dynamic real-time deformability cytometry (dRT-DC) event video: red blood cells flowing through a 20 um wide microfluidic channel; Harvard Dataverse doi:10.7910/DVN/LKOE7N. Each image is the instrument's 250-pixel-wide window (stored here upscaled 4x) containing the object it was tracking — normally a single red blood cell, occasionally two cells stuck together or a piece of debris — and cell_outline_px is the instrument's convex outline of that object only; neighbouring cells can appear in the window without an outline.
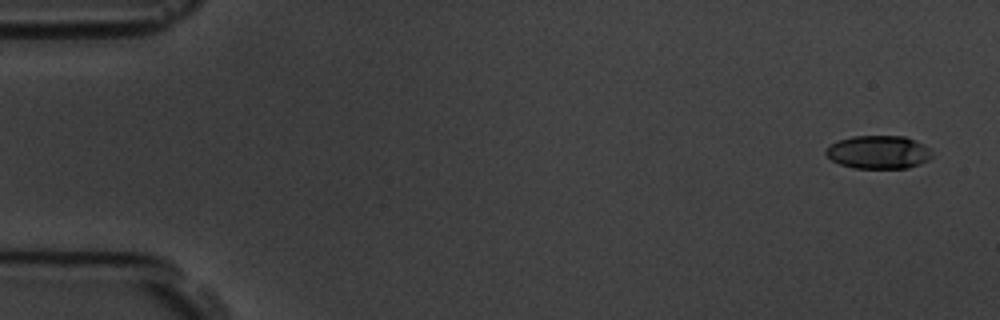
{"species": "common noctule bat (a hibernating species)", "species_latin": "Nyctalus noctula", "temperature_condition": "room temperature", "stored_images_in_passage": 5, "camera_frame_rate_fps": 3000, "um_per_image_px": 0.085, "animal": {"sex": "male", "body_mass_g": 19.5, "forearm_length_mm": 54.6}, "frame": {"image": 1, "passage_image": 1, "time_ms": 0.0, "image_size_px": [1000, 320], "cell_outline_px": [[932, 156], [928, 160], [920, 164], [908, 168], [852, 168], [840, 164], [832, 160], [824, 152], [832, 144], [840, 140], [852, 136], [904, 136], [924, 144], [932, 152]], "centroid_in_image_um": [74.7, 12.94], "position_along_channel_um": 10.3, "area_um2": 20.46}}
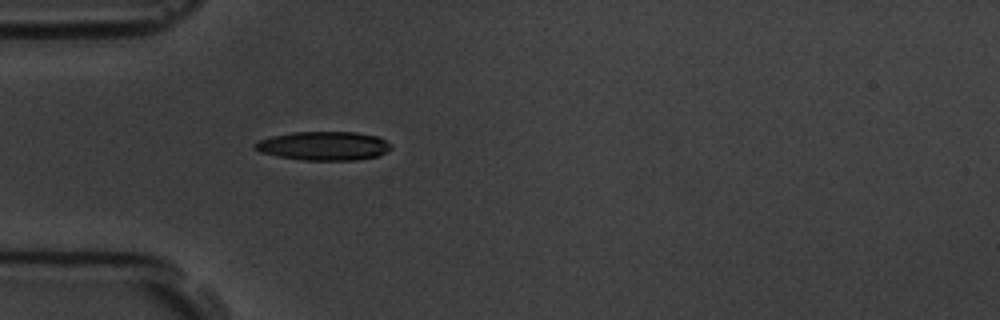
{"frame": {"image": 2, "passage_image": 5, "time_ms": 4.667, "image_size_px": [1000, 320], "cell_outline_px": [[392, 148], [376, 156], [356, 160], [304, 160], [280, 156], [260, 152], [252, 148], [252, 144], [260, 140], [272, 136], [292, 132], [356, 132], [380, 136], [392, 144]], "centroid_in_image_um": [27.53, 12.39], "position_along_channel_um": 57.5, "area_um2": 22.89}}